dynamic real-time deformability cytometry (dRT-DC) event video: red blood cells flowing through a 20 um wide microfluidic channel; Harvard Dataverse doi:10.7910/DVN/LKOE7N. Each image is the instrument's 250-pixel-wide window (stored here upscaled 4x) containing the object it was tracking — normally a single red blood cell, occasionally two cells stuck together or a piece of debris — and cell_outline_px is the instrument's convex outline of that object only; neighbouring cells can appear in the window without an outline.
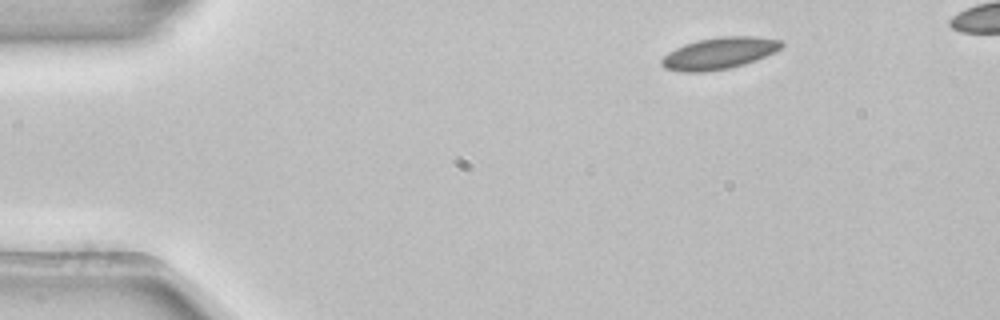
{"species": "common noctule bat (a hibernating species)", "species_latin": "Nyctalus noctula", "temperature_condition": "room temperature", "stored_images_in_passage": 4, "camera_frame_rate_fps": 3000, "um_per_image_px": 0.085, "animal": {"sex": "female", "body_mass_g": 22.7, "forearm_length_mm": 54.2}, "frame": {"image": 1, "passage_image": 1, "time_ms": 0.0, "image_size_px": [1000, 320], "cell_outline_px": [[784, 44], [780, 48], [764, 56], [744, 64], [728, 68], [704, 72], [680, 72], [664, 68], [660, 64], [660, 60], [668, 52], [684, 44], [700, 40], [720, 36], [756, 36], [784, 40]], "centroid_in_image_um": [61.1, 4.52], "position_along_channel_um": 23.9, "area_um2": 22.08}}